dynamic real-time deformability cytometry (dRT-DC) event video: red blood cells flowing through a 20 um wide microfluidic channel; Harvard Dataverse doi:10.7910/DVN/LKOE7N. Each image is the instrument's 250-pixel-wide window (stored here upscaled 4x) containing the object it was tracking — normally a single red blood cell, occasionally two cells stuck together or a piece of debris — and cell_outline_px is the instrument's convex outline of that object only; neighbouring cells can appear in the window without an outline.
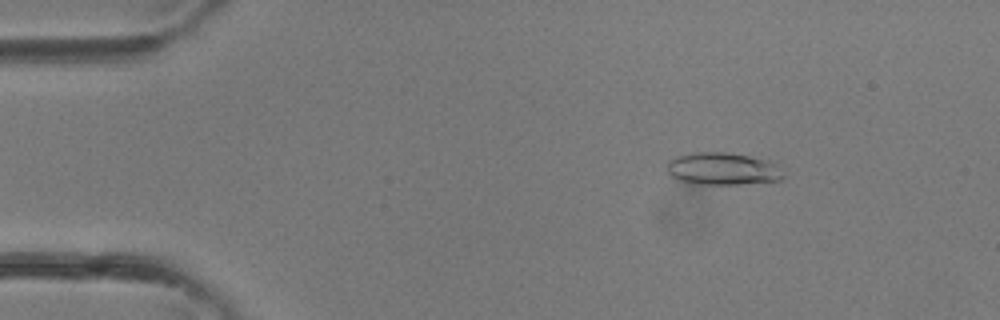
{"species": "common noctule bat (a hibernating species)", "species_latin": "Nyctalus noctula", "temperature_condition": "room temperature", "stored_images_in_passage": 36, "camera_frame_rate_fps": 3000, "um_per_image_px": 0.085, "animal": {"sex": "female"}, "frame": {"image": 1, "passage_image": 6, "time_ms": 1.667, "image_size_px": [1000, 320], "cell_outline_px": [[784, 176], [780, 180], [740, 184], [688, 184], [672, 176], [668, 172], [668, 160], [676, 156], [692, 152], [724, 152], [748, 156], [768, 160]], "centroid_in_image_um": [61.34, 14.35], "position_along_channel_um": 23.7, "area_um2": 21.68}}
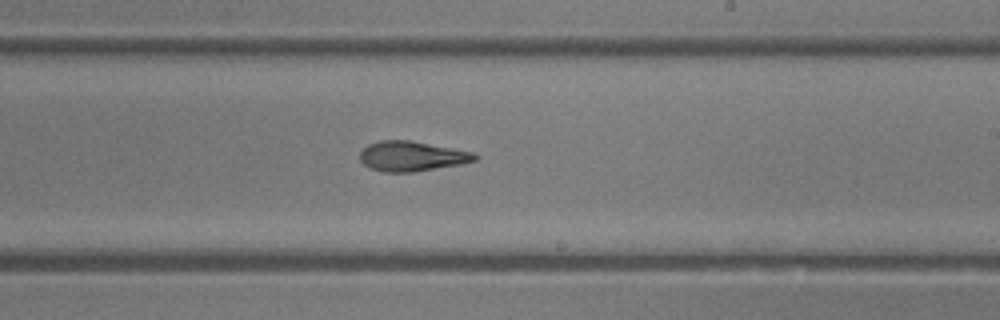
{"frame": {"image": 2, "passage_image": 22, "time_ms": 7.0, "image_size_px": [1000, 320], "cell_outline_px": [[480, 156], [476, 160], [460, 164], [412, 172], [384, 172], [372, 168], [364, 164], [360, 160], [360, 152], [368, 144], [380, 140], [408, 140], [476, 152]], "centroid_in_image_um": [35.03, 13.27], "position_along_channel_um": 254.0, "area_um2": 20.0}}
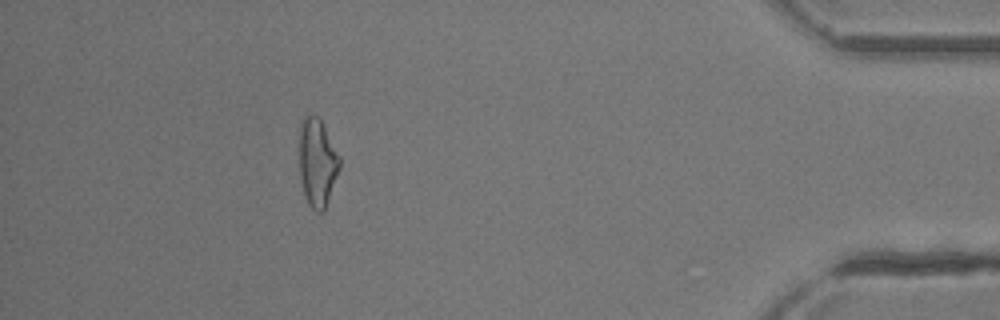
{"frame": {"image": 3, "passage_image": 33, "time_ms": 10.667, "image_size_px": [1000, 320], "cell_outline_px": [[340, 168], [324, 212], [316, 212], [308, 204], [304, 196], [300, 180], [300, 120], [308, 112], [320, 116], [340, 156]], "centroid_in_image_um": [26.97, 13.77], "position_along_channel_um": 408.2, "area_um2": 21.21}}